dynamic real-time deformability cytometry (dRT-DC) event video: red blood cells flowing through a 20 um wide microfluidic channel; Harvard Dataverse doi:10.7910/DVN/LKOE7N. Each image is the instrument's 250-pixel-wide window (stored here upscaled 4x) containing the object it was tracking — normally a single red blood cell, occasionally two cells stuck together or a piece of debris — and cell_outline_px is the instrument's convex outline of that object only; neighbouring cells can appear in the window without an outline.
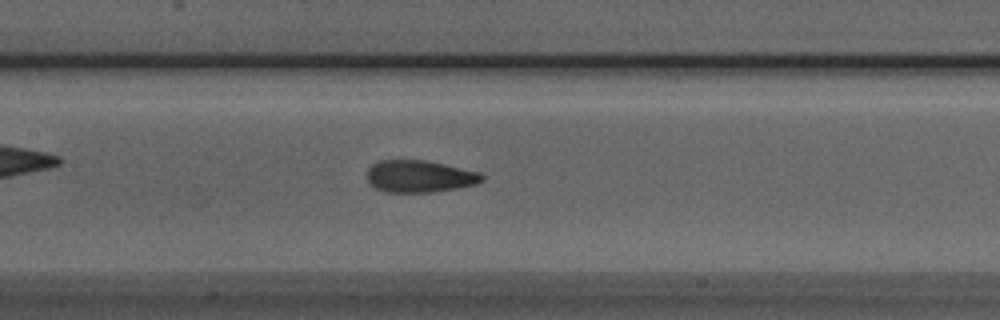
{"species": "Egyptian fruit bat (a non-hibernating species)", "species_latin": "Rousettus aegyptiacus", "temperature_condition": "room temperature", "stored_images_in_passage": 52, "segment_of_instrument_passage": [1, 2], "camera_frame_rate_fps": 3000, "um_per_image_px": 0.085, "animal": {"sex": "male"}, "frame": {"image": 1, "passage_image": 23, "time_ms": 7.333, "image_size_px": [1000, 320], "cell_outline_px": [[484, 180], [476, 184], [456, 188], [432, 192], [384, 192], [376, 188], [368, 180], [368, 168], [372, 164], [380, 160], [428, 160], [480, 172], [484, 176]], "centroid_in_image_um": [35.68, 14.98], "position_along_channel_um": 171.7, "area_um2": 21.5}}
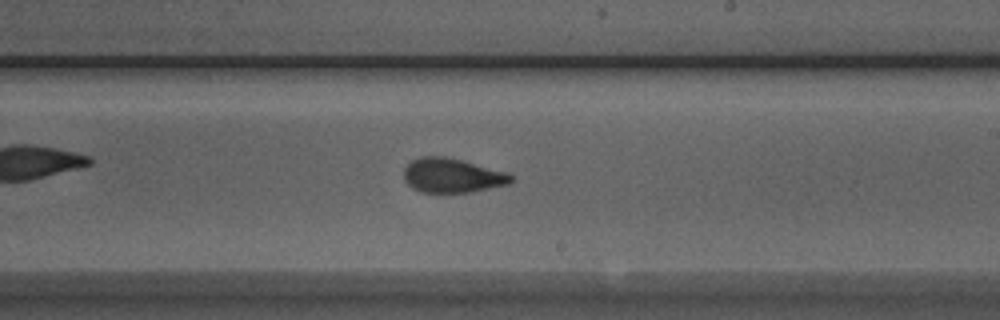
{"frame": {"image": 2, "passage_image": 29, "time_ms": 9.333, "image_size_px": [1000, 320], "cell_outline_px": [[512, 180], [508, 184], [468, 192], [420, 192], [412, 188], [404, 180], [404, 168], [412, 160], [420, 156], [444, 156], [508, 172], [512, 176]], "centroid_in_image_um": [38.4, 14.91], "position_along_channel_um": 250.6, "area_um2": 21.27}}
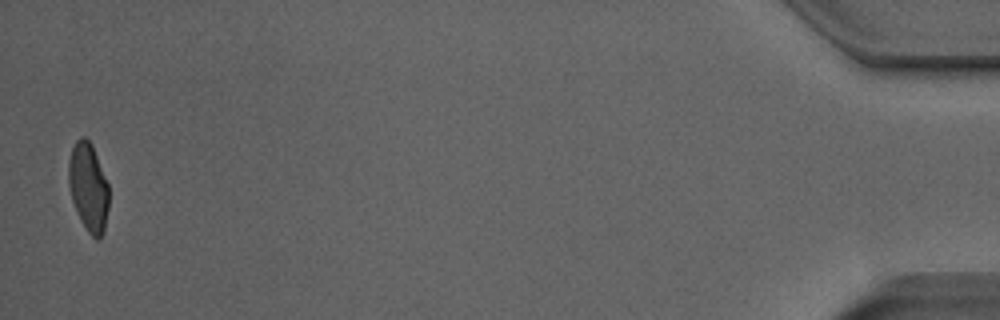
{"frame": {"image": 3, "passage_image": 50, "time_ms": 16.333, "image_size_px": [1000, 320], "cell_outline_px": [[108, 208], [104, 232], [100, 240], [96, 240], [88, 232], [80, 220], [72, 200], [68, 180], [68, 164], [72, 148], [76, 140], [80, 136], [84, 136], [92, 144], [108, 184]], "centroid_in_image_um": [7.51, 15.92], "position_along_channel_um": 427.7, "area_um2": 20.81}}